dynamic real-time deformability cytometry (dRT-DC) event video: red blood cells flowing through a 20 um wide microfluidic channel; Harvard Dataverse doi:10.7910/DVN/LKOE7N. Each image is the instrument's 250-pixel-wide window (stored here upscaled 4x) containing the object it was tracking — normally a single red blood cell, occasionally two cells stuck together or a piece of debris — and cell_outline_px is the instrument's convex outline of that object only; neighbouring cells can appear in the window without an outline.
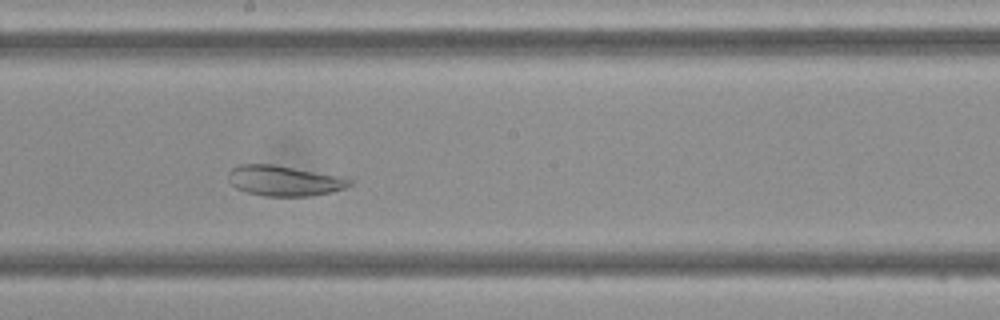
{"species": "Egyptian fruit bat (a non-hibernating species)", "species_latin": "Rousettus aegyptiacus", "temperature_condition": "cold", "stored_images_in_passage": 44, "camera_frame_rate_fps": 3000, "um_per_image_px": 0.085, "frame": {"image": 1, "passage_image": 22, "time_ms": 7.0, "image_size_px": [1000, 320], "cell_outline_px": [[356, 180], [352, 184], [344, 188], [332, 192], [312, 196], [264, 196], [248, 192], [236, 188], [228, 180], [228, 172], [232, 168], [240, 164], [272, 164], [344, 176]], "centroid_in_image_um": [24.21, 15.36], "position_along_channel_um": 224.0, "area_um2": 21.73}}
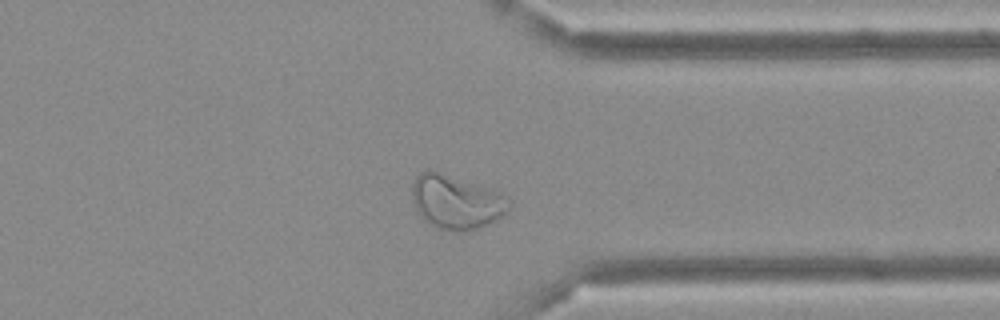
{"frame": {"image": 2, "passage_image": 33, "time_ms": 10.667, "image_size_px": [1000, 320], "cell_outline_px": [[512, 204], [508, 212], [476, 228], [436, 228], [424, 220], [420, 216], [412, 200], [412, 184], [416, 176], [420, 172], [428, 168], [432, 168], [500, 192], [508, 196], [512, 200]], "centroid_in_image_um": [38.76, 17.08], "position_along_channel_um": 372.6, "area_um2": 30.23}}
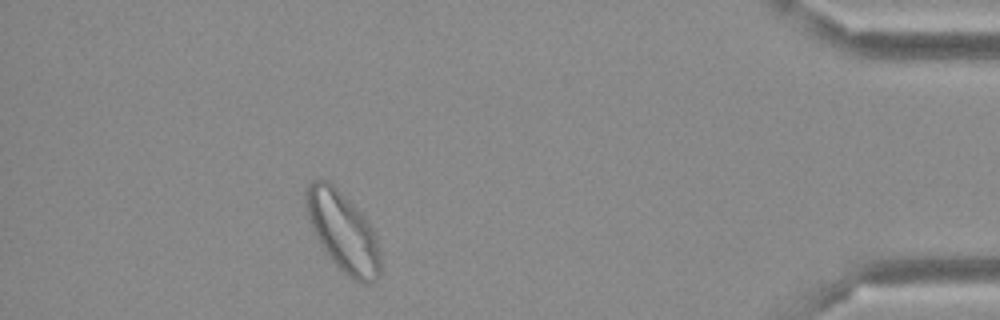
{"frame": {"image": 3, "passage_image": 39, "time_ms": 12.667, "image_size_px": [1000, 320], "cell_outline_px": [[380, 276], [372, 284], [364, 284], [352, 280], [332, 260], [316, 236], [312, 228], [304, 204], [304, 192], [308, 184], [312, 180], [328, 180], [364, 216], [376, 236], [380, 252]], "centroid_in_image_um": [29.15, 19.71], "position_along_channel_um": 406.0, "area_um2": 34.28}}